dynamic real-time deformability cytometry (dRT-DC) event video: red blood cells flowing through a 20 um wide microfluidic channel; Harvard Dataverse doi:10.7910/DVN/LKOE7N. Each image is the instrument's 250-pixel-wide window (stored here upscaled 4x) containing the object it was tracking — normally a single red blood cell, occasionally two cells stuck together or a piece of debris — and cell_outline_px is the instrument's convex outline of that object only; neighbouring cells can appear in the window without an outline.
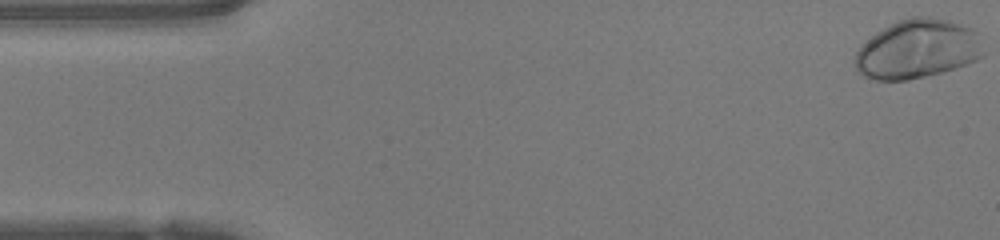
{"species": "human", "species_latin": "Homo sapiens", "temperature_condition": "warm", "stored_images_in_passage": 48, "camera_frame_rate_fps": 3000, "um_per_image_px": 0.085, "donor": {"sex": "female"}, "frame": {"image": 1, "passage_image": 1, "time_ms": 0.0, "image_size_px": [1000, 240], "cell_outline_px": [[984, 56], [976, 60], [956, 68], [908, 80], [876, 80], [864, 76], [856, 72], [856, 52], [876, 32], [900, 20], [912, 16], [928, 16], [948, 20], [972, 28], [976, 32]], "centroid_in_image_um": [77.98, 4.18], "position_along_channel_um": 7.0, "area_um2": 43.64}}
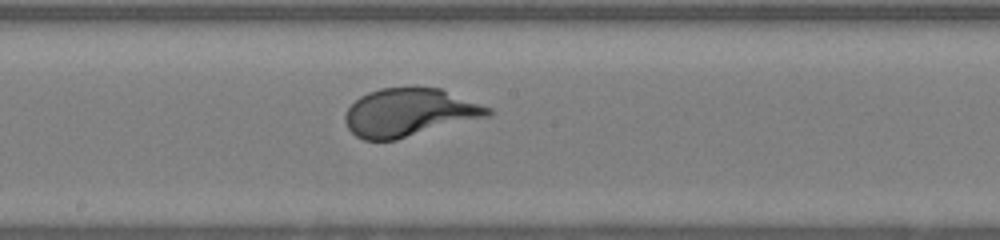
{"frame": {"image": 2, "passage_image": 25, "time_ms": 8.0, "image_size_px": [1000, 240], "cell_outline_px": [[492, 112], [488, 116], [396, 140], [364, 140], [356, 136], [348, 128], [344, 120], [344, 116], [348, 108], [360, 96], [368, 92], [380, 88], [440, 88], [492, 108]], "centroid_in_image_um": [34.77, 9.57], "position_along_channel_um": 213.4, "area_um2": 39.65}}
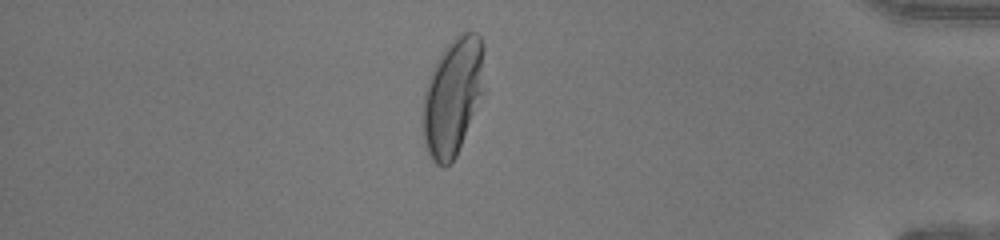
{"frame": {"image": 3, "passage_image": 41, "time_ms": 13.333, "image_size_px": [1000, 240], "cell_outline_px": [[484, 92], [456, 156], [444, 168], [436, 164], [432, 160], [424, 144], [424, 88], [432, 68], [436, 60], [444, 48], [460, 32], [476, 32], [480, 36], [484, 44]], "centroid_in_image_um": [38.51, 8.16], "position_along_channel_um": 396.7, "area_um2": 42.25}, "authors_computed_cell_mechanics": {"area_um2": 40.4022, "velocity_mm_per_s": 4.2092, "shape_relaxation_time_tau1_ms": 3.115, "shape_relaxation_time_tau2_ms": null, "deformation_change_tau1": 0.2016, "deformation_change_tau2": null}}